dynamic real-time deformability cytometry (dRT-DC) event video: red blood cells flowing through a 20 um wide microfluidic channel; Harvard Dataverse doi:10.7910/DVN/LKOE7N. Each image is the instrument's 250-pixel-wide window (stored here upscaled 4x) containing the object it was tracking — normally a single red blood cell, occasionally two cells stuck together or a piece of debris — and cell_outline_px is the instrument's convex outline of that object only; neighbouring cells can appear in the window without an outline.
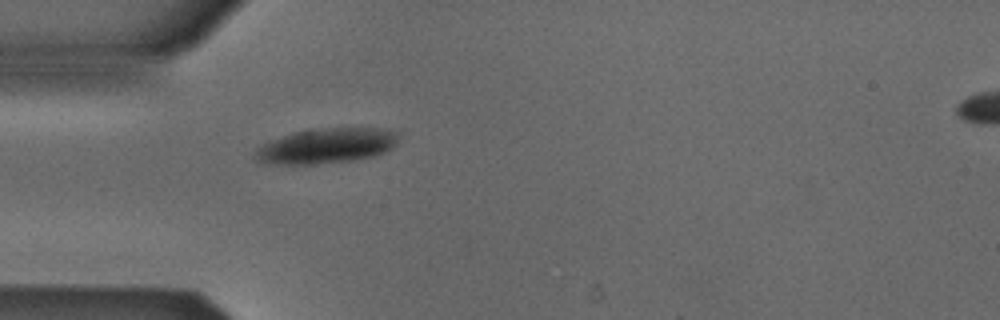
{"species": "Egyptian fruit bat (a non-hibernating species)", "species_latin": "Rousettus aegyptiacus", "temperature_condition": "cold", "stored_images_in_passage": 8, "camera_frame_rate_fps": 3000, "um_per_image_px": 0.085, "animal": {"sex": "male"}, "frame": {"image": 1, "passage_image": 1, "time_ms": 0.0, "image_size_px": [1000, 320], "cell_outline_px": [[400, 136], [396, 144], [392, 148], [384, 152], [372, 156], [352, 160], [316, 164], [260, 164], [252, 160], [252, 156], [256, 148], [260, 144], [296, 132], [324, 128], [376, 128], [400, 132]], "centroid_in_image_um": [27.69, 12.41], "position_along_channel_um": 57.3, "area_um2": 29.54}}
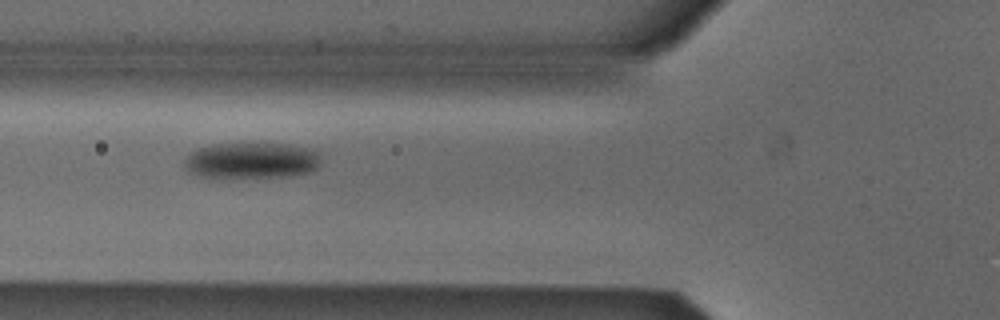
{"frame": {"image": 2, "passage_image": 5, "time_ms": 1.333, "image_size_px": [1000, 320], "cell_outline_px": [[320, 164], [316, 168], [308, 172], [288, 176], [200, 176], [188, 172], [184, 164], [184, 160], [188, 152], [196, 148], [212, 144], [260, 140], [292, 144], [308, 148], [320, 152]], "centroid_in_image_um": [21.38, 13.55], "position_along_channel_um": 104.4, "area_um2": 29.59}}
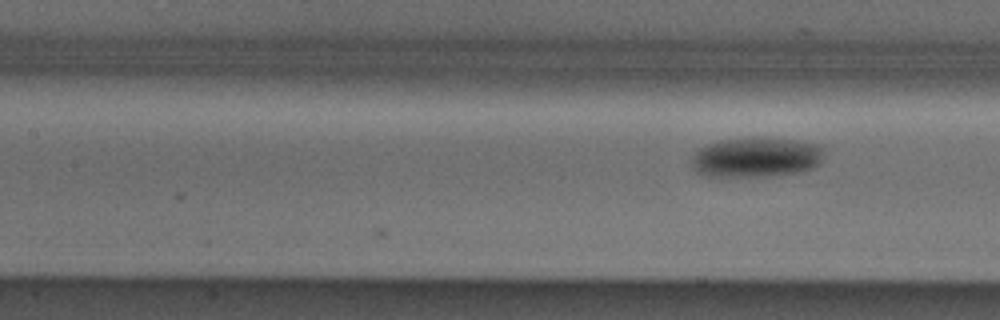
{"frame": {"image": 3, "passage_image": 8, "time_ms": 2.333, "image_size_px": [1000, 320], "cell_outline_px": [[824, 160], [820, 164], [812, 168], [800, 172], [768, 176], [708, 176], [696, 172], [688, 164], [692, 156], [700, 148], [708, 144], [720, 140], [796, 140], [820, 144], [824, 148]], "centroid_in_image_um": [64.29, 13.41], "position_along_channel_um": 143.1, "area_um2": 30.46}}